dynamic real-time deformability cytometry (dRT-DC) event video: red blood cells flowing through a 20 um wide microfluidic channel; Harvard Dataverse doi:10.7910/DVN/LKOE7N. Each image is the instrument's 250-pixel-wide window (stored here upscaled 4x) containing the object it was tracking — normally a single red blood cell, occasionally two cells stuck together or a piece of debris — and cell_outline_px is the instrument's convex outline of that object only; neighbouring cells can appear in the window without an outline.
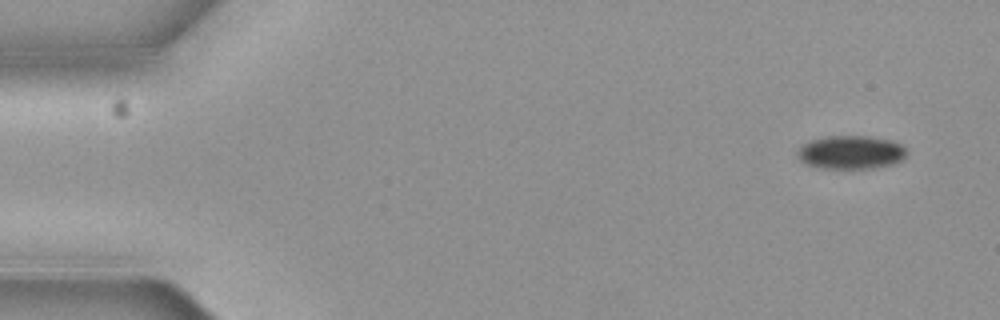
{"species": "common noctule bat (a hibernating species)", "species_latin": "Nyctalus noctula", "temperature_condition": "cold", "stored_images_in_passage": 5, "camera_frame_rate_fps": 3000, "um_per_image_px": 0.085, "animal": {"sex": "female", "body_mass_g": 19.3, "forearm_length_mm": 54.1}, "frame": {"image": 1, "passage_image": 1, "time_ms": 0.0, "image_size_px": [1000, 320], "cell_outline_px": [[908, 152], [900, 160], [892, 164], [872, 168], [820, 168], [804, 164], [796, 156], [800, 148], [804, 144], [812, 140], [828, 136], [868, 136], [892, 140], [900, 144]], "centroid_in_image_um": [72.31, 12.95], "position_along_channel_um": 12.7, "area_um2": 21.15}}